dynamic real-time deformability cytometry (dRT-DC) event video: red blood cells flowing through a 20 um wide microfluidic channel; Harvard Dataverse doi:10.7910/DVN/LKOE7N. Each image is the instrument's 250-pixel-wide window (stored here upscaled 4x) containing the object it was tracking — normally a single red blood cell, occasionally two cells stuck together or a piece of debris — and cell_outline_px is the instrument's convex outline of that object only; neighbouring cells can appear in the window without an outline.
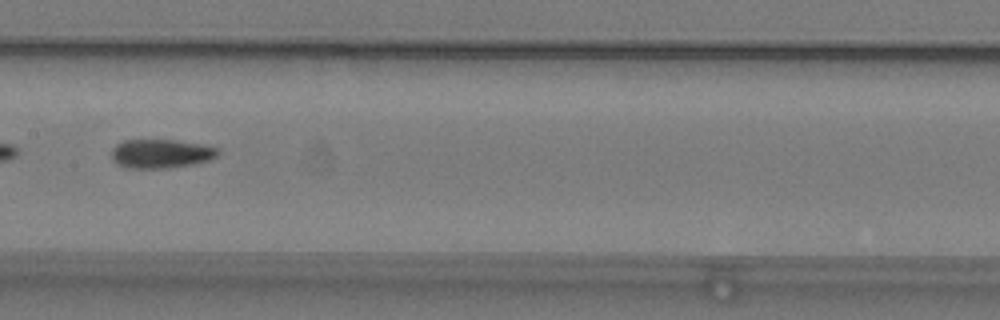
{"species": "common noctule bat (a hibernating species)", "species_latin": "Nyctalus noctula", "temperature_condition": "warm", "stored_images_in_passage": 39, "camera_frame_rate_fps": 3000, "um_per_image_px": 0.085, "animal": {"sex": "male", "body_mass_g": 19.2, "forearm_length_mm": 51.8}, "frame": {"image": 1, "passage_image": 12, "time_ms": 3.667, "image_size_px": [1000, 320], "cell_outline_px": [[220, 152], [212, 160], [192, 164], [164, 168], [128, 168], [116, 164], [112, 160], [112, 148], [116, 144], [124, 140], [172, 140], [204, 144], [220, 148]], "centroid_in_image_um": [13.7, 13.06], "position_along_channel_um": 193.7, "area_um2": 18.09}}
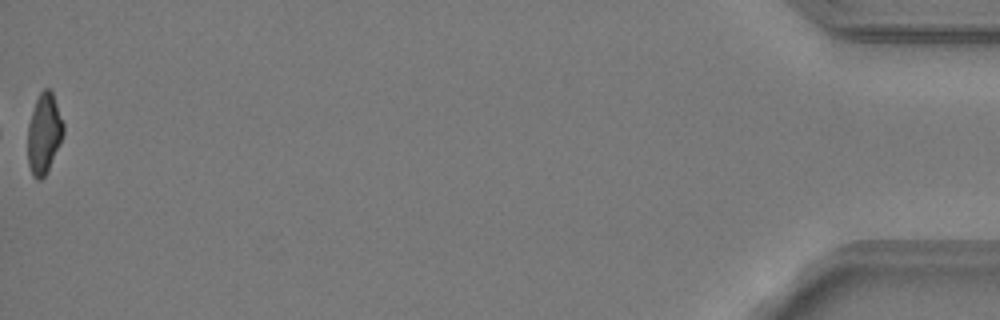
{"frame": {"image": 2, "passage_image": 39, "time_ms": 12.667, "image_size_px": [1000, 320], "cell_outline_px": [[64, 132], [60, 144], [44, 176], [40, 180], [36, 180], [32, 176], [28, 164], [28, 124], [36, 100], [40, 92], [44, 88], [48, 88], [52, 92], [64, 124]], "centroid_in_image_um": [3.74, 11.36], "position_along_channel_um": 431.5, "area_um2": 16.53}, "authors_computed_cell_mechanics": {"area_um2": 17.6868, "velocity_mm_per_s": 3.7908, "shape_relaxation_time_tau1_ms": 8.215, "shape_relaxation_time_tau2_ms": 3.8216, "deformation_change_tau1": 0.1841, "deformation_change_tau2": 0.1079}}